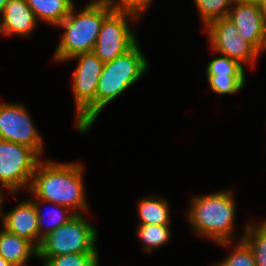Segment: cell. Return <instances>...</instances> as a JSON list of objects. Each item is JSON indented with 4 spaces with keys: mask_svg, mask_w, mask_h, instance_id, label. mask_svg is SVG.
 Instances as JSON below:
<instances>
[{
    "mask_svg": "<svg viewBox=\"0 0 266 266\" xmlns=\"http://www.w3.org/2000/svg\"><path fill=\"white\" fill-rule=\"evenodd\" d=\"M238 239L251 248L257 266H266V219L257 225L247 222Z\"/></svg>",
    "mask_w": 266,
    "mask_h": 266,
    "instance_id": "obj_18",
    "label": "cell"
},
{
    "mask_svg": "<svg viewBox=\"0 0 266 266\" xmlns=\"http://www.w3.org/2000/svg\"><path fill=\"white\" fill-rule=\"evenodd\" d=\"M31 255L38 259V247L33 242L0 227V256L13 266H26Z\"/></svg>",
    "mask_w": 266,
    "mask_h": 266,
    "instance_id": "obj_14",
    "label": "cell"
},
{
    "mask_svg": "<svg viewBox=\"0 0 266 266\" xmlns=\"http://www.w3.org/2000/svg\"><path fill=\"white\" fill-rule=\"evenodd\" d=\"M189 203L185 214L194 234L209 238L220 247L232 246L236 219L233 190L192 196Z\"/></svg>",
    "mask_w": 266,
    "mask_h": 266,
    "instance_id": "obj_2",
    "label": "cell"
},
{
    "mask_svg": "<svg viewBox=\"0 0 266 266\" xmlns=\"http://www.w3.org/2000/svg\"><path fill=\"white\" fill-rule=\"evenodd\" d=\"M0 266H13L8 261H6L2 256H0Z\"/></svg>",
    "mask_w": 266,
    "mask_h": 266,
    "instance_id": "obj_28",
    "label": "cell"
},
{
    "mask_svg": "<svg viewBox=\"0 0 266 266\" xmlns=\"http://www.w3.org/2000/svg\"><path fill=\"white\" fill-rule=\"evenodd\" d=\"M261 0H230L231 4H256L260 5Z\"/></svg>",
    "mask_w": 266,
    "mask_h": 266,
    "instance_id": "obj_26",
    "label": "cell"
},
{
    "mask_svg": "<svg viewBox=\"0 0 266 266\" xmlns=\"http://www.w3.org/2000/svg\"><path fill=\"white\" fill-rule=\"evenodd\" d=\"M112 0H89L91 4H111Z\"/></svg>",
    "mask_w": 266,
    "mask_h": 266,
    "instance_id": "obj_27",
    "label": "cell"
},
{
    "mask_svg": "<svg viewBox=\"0 0 266 266\" xmlns=\"http://www.w3.org/2000/svg\"><path fill=\"white\" fill-rule=\"evenodd\" d=\"M34 203V207L37 212V223L39 228V245L43 237L47 234L53 232L58 227L62 226L64 223H67L71 218H73L76 214L70 210L69 208L60 206L58 204H54L56 209H52L48 211L47 214L43 213V206L47 205V202L41 199H31ZM45 215H47V218ZM45 218L49 221L45 222Z\"/></svg>",
    "mask_w": 266,
    "mask_h": 266,
    "instance_id": "obj_17",
    "label": "cell"
},
{
    "mask_svg": "<svg viewBox=\"0 0 266 266\" xmlns=\"http://www.w3.org/2000/svg\"><path fill=\"white\" fill-rule=\"evenodd\" d=\"M226 258L212 266H257L251 248L243 240H238Z\"/></svg>",
    "mask_w": 266,
    "mask_h": 266,
    "instance_id": "obj_23",
    "label": "cell"
},
{
    "mask_svg": "<svg viewBox=\"0 0 266 266\" xmlns=\"http://www.w3.org/2000/svg\"><path fill=\"white\" fill-rule=\"evenodd\" d=\"M85 214H76L67 223L42 238L38 246V257L66 254L99 253L98 230Z\"/></svg>",
    "mask_w": 266,
    "mask_h": 266,
    "instance_id": "obj_6",
    "label": "cell"
},
{
    "mask_svg": "<svg viewBox=\"0 0 266 266\" xmlns=\"http://www.w3.org/2000/svg\"><path fill=\"white\" fill-rule=\"evenodd\" d=\"M10 0H0V14L4 8V6L9 2Z\"/></svg>",
    "mask_w": 266,
    "mask_h": 266,
    "instance_id": "obj_29",
    "label": "cell"
},
{
    "mask_svg": "<svg viewBox=\"0 0 266 266\" xmlns=\"http://www.w3.org/2000/svg\"><path fill=\"white\" fill-rule=\"evenodd\" d=\"M84 167L79 162L40 160L28 190L30 199L69 208L75 214L88 213V201L83 181ZM33 195V196H32Z\"/></svg>",
    "mask_w": 266,
    "mask_h": 266,
    "instance_id": "obj_1",
    "label": "cell"
},
{
    "mask_svg": "<svg viewBox=\"0 0 266 266\" xmlns=\"http://www.w3.org/2000/svg\"><path fill=\"white\" fill-rule=\"evenodd\" d=\"M263 11L266 13V0H261L259 5Z\"/></svg>",
    "mask_w": 266,
    "mask_h": 266,
    "instance_id": "obj_30",
    "label": "cell"
},
{
    "mask_svg": "<svg viewBox=\"0 0 266 266\" xmlns=\"http://www.w3.org/2000/svg\"><path fill=\"white\" fill-rule=\"evenodd\" d=\"M99 253L66 254L52 257H38L42 259V266H98Z\"/></svg>",
    "mask_w": 266,
    "mask_h": 266,
    "instance_id": "obj_22",
    "label": "cell"
},
{
    "mask_svg": "<svg viewBox=\"0 0 266 266\" xmlns=\"http://www.w3.org/2000/svg\"><path fill=\"white\" fill-rule=\"evenodd\" d=\"M23 103L0 102V139L26 145L41 158L44 140Z\"/></svg>",
    "mask_w": 266,
    "mask_h": 266,
    "instance_id": "obj_10",
    "label": "cell"
},
{
    "mask_svg": "<svg viewBox=\"0 0 266 266\" xmlns=\"http://www.w3.org/2000/svg\"><path fill=\"white\" fill-rule=\"evenodd\" d=\"M210 90L217 95H233L246 86V76L205 75Z\"/></svg>",
    "mask_w": 266,
    "mask_h": 266,
    "instance_id": "obj_21",
    "label": "cell"
},
{
    "mask_svg": "<svg viewBox=\"0 0 266 266\" xmlns=\"http://www.w3.org/2000/svg\"><path fill=\"white\" fill-rule=\"evenodd\" d=\"M4 195L0 203V222L1 226L7 231L22 236L37 247L39 246V228L37 223V212L34 203L30 198L19 202L11 210L2 213L4 204Z\"/></svg>",
    "mask_w": 266,
    "mask_h": 266,
    "instance_id": "obj_12",
    "label": "cell"
},
{
    "mask_svg": "<svg viewBox=\"0 0 266 266\" xmlns=\"http://www.w3.org/2000/svg\"><path fill=\"white\" fill-rule=\"evenodd\" d=\"M37 20L57 27L76 4L74 0H26Z\"/></svg>",
    "mask_w": 266,
    "mask_h": 266,
    "instance_id": "obj_15",
    "label": "cell"
},
{
    "mask_svg": "<svg viewBox=\"0 0 266 266\" xmlns=\"http://www.w3.org/2000/svg\"><path fill=\"white\" fill-rule=\"evenodd\" d=\"M152 2L153 0H112L110 5L114 10L133 12L142 18Z\"/></svg>",
    "mask_w": 266,
    "mask_h": 266,
    "instance_id": "obj_25",
    "label": "cell"
},
{
    "mask_svg": "<svg viewBox=\"0 0 266 266\" xmlns=\"http://www.w3.org/2000/svg\"><path fill=\"white\" fill-rule=\"evenodd\" d=\"M42 158L30 147L0 139V187L11 195L29 190L32 176ZM0 193H4L0 188Z\"/></svg>",
    "mask_w": 266,
    "mask_h": 266,
    "instance_id": "obj_7",
    "label": "cell"
},
{
    "mask_svg": "<svg viewBox=\"0 0 266 266\" xmlns=\"http://www.w3.org/2000/svg\"><path fill=\"white\" fill-rule=\"evenodd\" d=\"M4 193H0V203Z\"/></svg>",
    "mask_w": 266,
    "mask_h": 266,
    "instance_id": "obj_31",
    "label": "cell"
},
{
    "mask_svg": "<svg viewBox=\"0 0 266 266\" xmlns=\"http://www.w3.org/2000/svg\"><path fill=\"white\" fill-rule=\"evenodd\" d=\"M77 65L72 74V94L75 104V127L79 133H86L96 121V91L104 62L93 52L77 54L68 61Z\"/></svg>",
    "mask_w": 266,
    "mask_h": 266,
    "instance_id": "obj_5",
    "label": "cell"
},
{
    "mask_svg": "<svg viewBox=\"0 0 266 266\" xmlns=\"http://www.w3.org/2000/svg\"><path fill=\"white\" fill-rule=\"evenodd\" d=\"M136 235L145 252L150 253L166 245L171 239L170 225L138 224Z\"/></svg>",
    "mask_w": 266,
    "mask_h": 266,
    "instance_id": "obj_19",
    "label": "cell"
},
{
    "mask_svg": "<svg viewBox=\"0 0 266 266\" xmlns=\"http://www.w3.org/2000/svg\"><path fill=\"white\" fill-rule=\"evenodd\" d=\"M207 31L210 49L238 62L243 67L250 64V68L256 64V60L262 54L238 33L236 24L228 17H222L208 23Z\"/></svg>",
    "mask_w": 266,
    "mask_h": 266,
    "instance_id": "obj_9",
    "label": "cell"
},
{
    "mask_svg": "<svg viewBox=\"0 0 266 266\" xmlns=\"http://www.w3.org/2000/svg\"><path fill=\"white\" fill-rule=\"evenodd\" d=\"M138 200V224L171 225V211L167 199L149 195Z\"/></svg>",
    "mask_w": 266,
    "mask_h": 266,
    "instance_id": "obj_16",
    "label": "cell"
},
{
    "mask_svg": "<svg viewBox=\"0 0 266 266\" xmlns=\"http://www.w3.org/2000/svg\"><path fill=\"white\" fill-rule=\"evenodd\" d=\"M74 5L68 16L57 26L65 31L52 56L54 62H66L69 58L93 51L104 19L114 10L109 4L87 3L78 11ZM77 10V11H76Z\"/></svg>",
    "mask_w": 266,
    "mask_h": 266,
    "instance_id": "obj_3",
    "label": "cell"
},
{
    "mask_svg": "<svg viewBox=\"0 0 266 266\" xmlns=\"http://www.w3.org/2000/svg\"><path fill=\"white\" fill-rule=\"evenodd\" d=\"M140 18L133 12L113 10L102 22L92 52L104 63L127 52L139 42L132 26Z\"/></svg>",
    "mask_w": 266,
    "mask_h": 266,
    "instance_id": "obj_8",
    "label": "cell"
},
{
    "mask_svg": "<svg viewBox=\"0 0 266 266\" xmlns=\"http://www.w3.org/2000/svg\"><path fill=\"white\" fill-rule=\"evenodd\" d=\"M149 61L137 42L124 54L105 62L96 91V120L102 110L148 72Z\"/></svg>",
    "mask_w": 266,
    "mask_h": 266,
    "instance_id": "obj_4",
    "label": "cell"
},
{
    "mask_svg": "<svg viewBox=\"0 0 266 266\" xmlns=\"http://www.w3.org/2000/svg\"><path fill=\"white\" fill-rule=\"evenodd\" d=\"M205 75L246 76L245 68L242 65L223 55L208 62Z\"/></svg>",
    "mask_w": 266,
    "mask_h": 266,
    "instance_id": "obj_24",
    "label": "cell"
},
{
    "mask_svg": "<svg viewBox=\"0 0 266 266\" xmlns=\"http://www.w3.org/2000/svg\"><path fill=\"white\" fill-rule=\"evenodd\" d=\"M227 17L236 24L242 38L261 54L266 52V14L259 5L234 4Z\"/></svg>",
    "mask_w": 266,
    "mask_h": 266,
    "instance_id": "obj_11",
    "label": "cell"
},
{
    "mask_svg": "<svg viewBox=\"0 0 266 266\" xmlns=\"http://www.w3.org/2000/svg\"><path fill=\"white\" fill-rule=\"evenodd\" d=\"M39 21L26 0H10L0 14V36L29 37Z\"/></svg>",
    "mask_w": 266,
    "mask_h": 266,
    "instance_id": "obj_13",
    "label": "cell"
},
{
    "mask_svg": "<svg viewBox=\"0 0 266 266\" xmlns=\"http://www.w3.org/2000/svg\"><path fill=\"white\" fill-rule=\"evenodd\" d=\"M203 26L215 19L227 17L232 4L230 0H193Z\"/></svg>",
    "mask_w": 266,
    "mask_h": 266,
    "instance_id": "obj_20",
    "label": "cell"
}]
</instances>
